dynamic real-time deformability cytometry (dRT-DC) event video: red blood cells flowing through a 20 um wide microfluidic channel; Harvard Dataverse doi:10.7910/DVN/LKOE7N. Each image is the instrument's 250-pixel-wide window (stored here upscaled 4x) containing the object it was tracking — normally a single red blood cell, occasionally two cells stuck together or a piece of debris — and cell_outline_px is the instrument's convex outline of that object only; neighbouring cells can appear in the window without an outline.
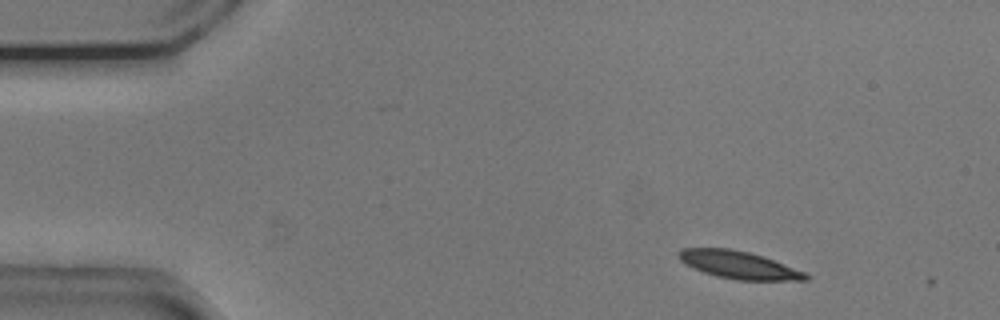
{"species": "common noctule bat (a hibernating species)", "species_latin": "Nyctalus noctula", "temperature_condition": "cold", "stored_images_in_passage": 3, "camera_frame_rate_fps": 3000, "um_per_image_px": 0.085, "animal": {"sex": "male", "body_mass_g": 20.5, "forearm_length_mm": 52.5}, "frame": {"image": 1, "passage_image": 2, "time_ms": 0.333, "image_size_px": [1000, 320], "cell_outline_px": [[812, 276], [808, 280], [736, 280], [716, 276], [704, 272], [680, 260], [676, 256], [676, 252], [680, 248], [728, 248], [748, 252], [764, 256], [804, 272]], "centroid_in_image_um": [62.79, 22.51], "position_along_channel_um": 22.2, "area_um2": 20.35}}